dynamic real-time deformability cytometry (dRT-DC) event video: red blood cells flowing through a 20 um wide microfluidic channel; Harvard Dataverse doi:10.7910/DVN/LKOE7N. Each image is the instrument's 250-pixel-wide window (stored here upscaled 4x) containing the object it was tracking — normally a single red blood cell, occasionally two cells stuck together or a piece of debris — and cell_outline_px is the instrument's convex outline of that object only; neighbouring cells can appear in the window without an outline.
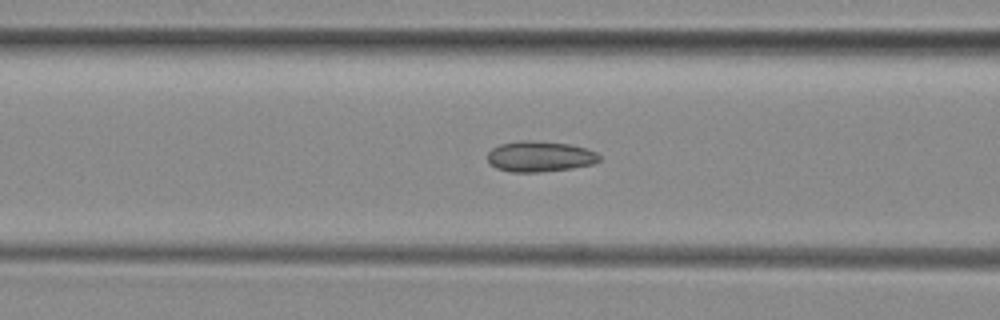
{"species": "common noctule bat (a hibernating species)", "species_latin": "Nyctalus noctula", "temperature_condition": "room temperature", "stored_images_in_passage": 41, "camera_frame_rate_fps": 3000, "um_per_image_px": 0.085, "animal": {"sex": "female", "body_mass_g": 29.2, "forearm_length_mm": 56.3}, "frame": {"image": 1, "passage_image": 16, "time_ms": 5.0, "image_size_px": [1000, 320], "cell_outline_px": [[600, 160], [592, 164], [572, 168], [540, 172], [512, 172], [496, 168], [488, 160], [488, 152], [492, 148], [500, 144], [520, 140], [528, 140], [572, 144], [588, 148], [596, 152], [600, 156]], "centroid_in_image_um": [45.91, 13.29], "position_along_channel_um": 120.7, "area_um2": 20.06}}
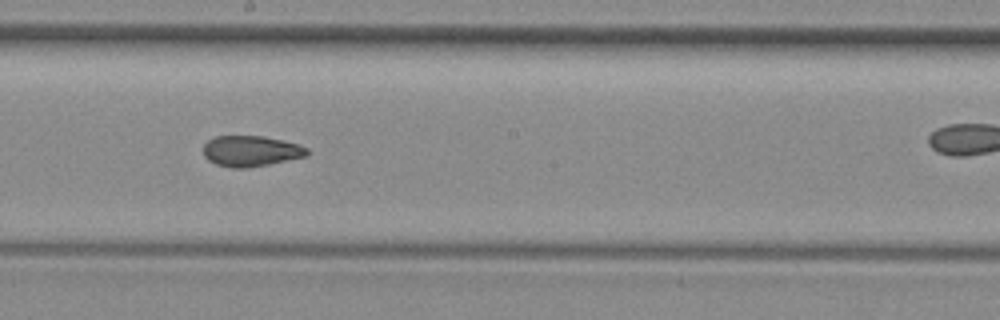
{"frame": {"image": 2, "passage_image": 24, "time_ms": 7.667, "image_size_px": [1000, 320], "cell_outline_px": [[308, 156], [248, 168], [232, 168], [216, 164], [208, 160], [204, 156], [204, 144], [208, 140], [216, 136], [260, 136], [300, 144], [308, 148]], "centroid_in_image_um": [21.33, 12.84], "position_along_channel_um": 226.9, "area_um2": 18.55}}
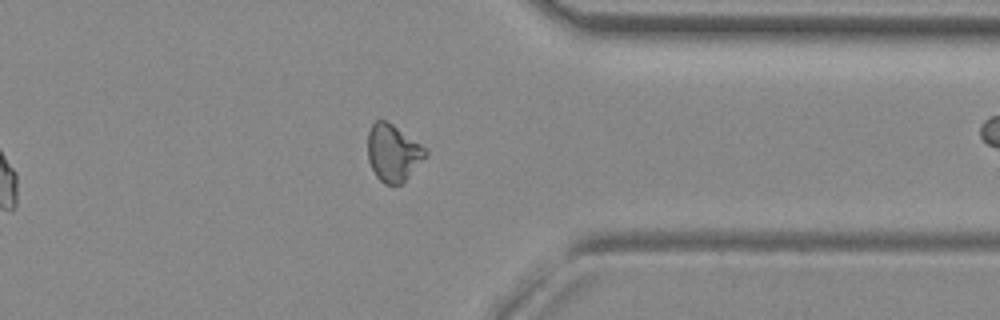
{"frame": {"image": 3, "passage_image": 36, "time_ms": 11.667, "image_size_px": [1000, 320], "cell_outline_px": [[428, 152], [408, 176], [400, 184], [384, 184], [376, 176], [368, 160], [368, 132], [372, 124], [376, 120], [384, 120], [392, 124], [428, 148]], "centroid_in_image_um": [33.4, 12.97], "position_along_channel_um": 378.0, "area_um2": 18.9}, "authors_computed_cell_mechanics": {"area_um2": 19.4208, "velocity_mm_per_s": 3.9863, "shape_relaxation_time_tau1_ms": null, "shape_relaxation_time_tau2_ms": 2.4489, "deformation_change_tau1": null, "deformation_change_tau2": 0.0665}}